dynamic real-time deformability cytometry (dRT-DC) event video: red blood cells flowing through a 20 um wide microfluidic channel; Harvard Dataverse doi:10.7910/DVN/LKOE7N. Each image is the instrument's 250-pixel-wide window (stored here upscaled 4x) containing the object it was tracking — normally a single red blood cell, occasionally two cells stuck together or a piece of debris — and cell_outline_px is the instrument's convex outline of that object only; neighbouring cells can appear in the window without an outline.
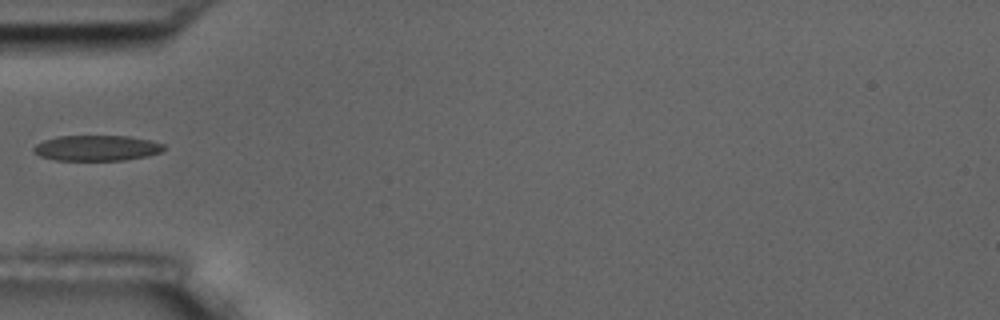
{"species": "common noctule bat (a hibernating species)", "species_latin": "Nyctalus noctula", "temperature_condition": "room temperature", "stored_images_in_passage": 2, "camera_frame_rate_fps": 3000, "um_per_image_px": 0.085, "animal": {"sex": "male", "body_mass_g": 17.5, "forearm_length_mm": 52.3}, "frame": {"image": 1, "passage_image": 2, "time_ms": 1.333, "image_size_px": [1000, 320], "cell_outline_px": [[164, 148], [160, 152], [148, 156], [124, 160], [56, 160], [40, 156], [32, 152], [32, 148], [36, 144], [44, 140], [56, 136], [128, 136], [148, 140], [164, 144]], "centroid_in_image_um": [8.18, 12.58], "position_along_channel_um": 76.8, "area_um2": 19.36}}